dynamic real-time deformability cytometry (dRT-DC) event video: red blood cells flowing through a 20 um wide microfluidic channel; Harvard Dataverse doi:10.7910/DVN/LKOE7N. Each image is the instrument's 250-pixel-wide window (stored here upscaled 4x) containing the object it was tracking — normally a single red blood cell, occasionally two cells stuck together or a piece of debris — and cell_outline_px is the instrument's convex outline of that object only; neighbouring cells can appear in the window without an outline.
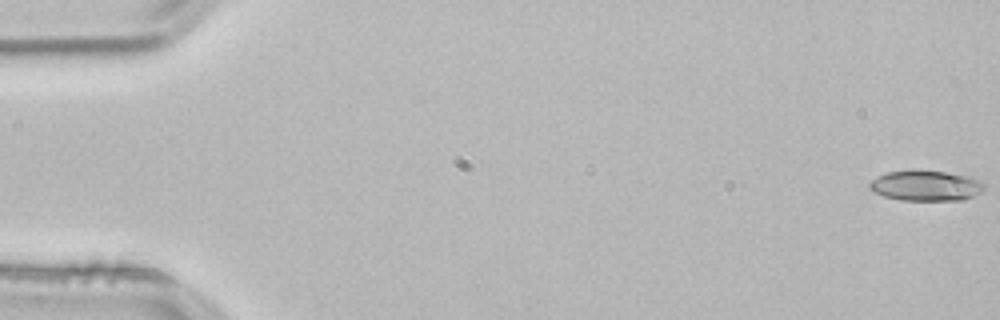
{"species": "common noctule bat (a hibernating species)", "species_latin": "Nyctalus noctula", "temperature_condition": "room temperature", "stored_images_in_passage": 55, "camera_frame_rate_fps": 3000, "um_per_image_px": 0.085, "animal": {"sex": "male", "body_mass_g": 21.5, "forearm_length_mm": 52.0}, "frame": {"image": 1, "passage_image": 1, "time_ms": 0.0, "image_size_px": [1000, 320], "cell_outline_px": [[984, 192], [964, 200], [900, 200], [884, 196], [872, 192], [868, 188], [868, 184], [876, 176], [888, 172], [944, 172], [972, 176], [984, 184]], "centroid_in_image_um": [78.72, 15.81], "position_along_channel_um": 6.3, "area_um2": 20.11}}
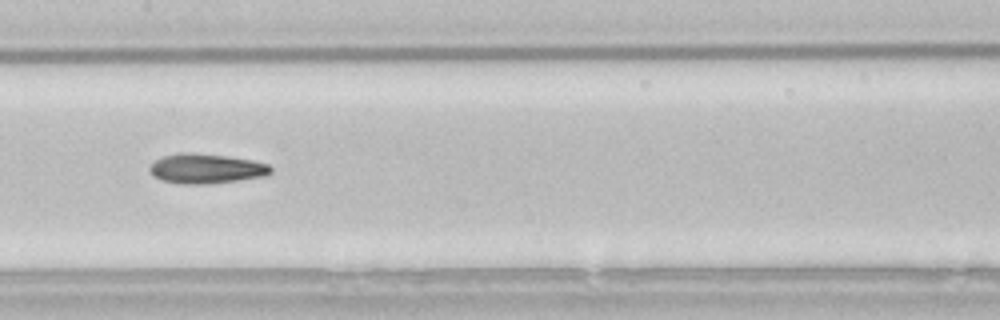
{"frame": {"image": 2, "passage_image": 27, "time_ms": 8.667, "image_size_px": [1000, 320], "cell_outline_px": [[272, 172], [264, 176], [208, 184], [184, 184], [160, 180], [152, 176], [148, 172], [148, 168], [156, 160], [164, 156], [184, 152], [188, 152], [224, 156], [252, 160], [268, 164], [272, 168]], "centroid_in_image_um": [17.48, 14.34], "position_along_channel_um": 189.9, "area_um2": 20.87}}
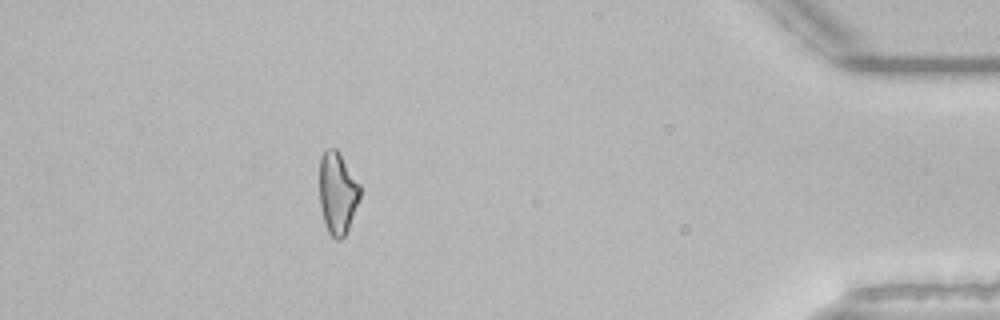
{"frame": {"image": 3, "passage_image": 48, "time_ms": 15.667, "image_size_px": [1000, 320], "cell_outline_px": [[360, 196], [348, 228], [344, 236], [340, 240], [336, 240], [328, 232], [324, 220], [320, 204], [320, 156], [328, 148], [336, 148], [360, 184]], "centroid_in_image_um": [28.68, 16.4], "position_along_channel_um": 406.5, "area_um2": 19.07}, "authors_computed_cell_mechanics": {"area_um2": 20.1144, "velocity_mm_per_s": 3.8532, "shape_relaxation_time_tau1_ms": 5.013, "shape_relaxation_time_tau2_ms": 4.9103, "deformation_change_tau1": 0.1586, "deformation_change_tau2": 0.143}}